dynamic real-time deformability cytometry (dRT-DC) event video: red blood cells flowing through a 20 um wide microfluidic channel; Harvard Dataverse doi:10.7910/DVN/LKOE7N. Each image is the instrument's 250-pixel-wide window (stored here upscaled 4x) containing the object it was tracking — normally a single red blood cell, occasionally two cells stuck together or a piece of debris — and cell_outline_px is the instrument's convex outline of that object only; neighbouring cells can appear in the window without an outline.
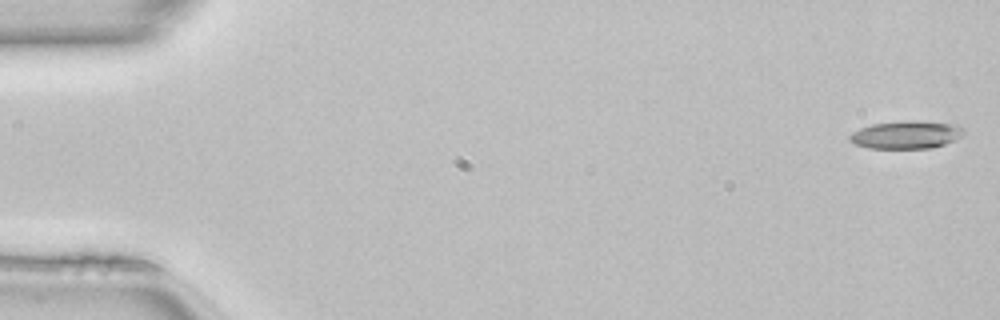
{"species": "common noctule bat (a hibernating species)", "species_latin": "Nyctalus noctula", "temperature_condition": "room temperature", "stored_images_in_passage": 49, "camera_frame_rate_fps": 3000, "um_per_image_px": 0.085, "animal": {"sex": "female", "body_mass_g": 22.7, "forearm_length_mm": 54.2}, "frame": {"image": 1, "passage_image": 1, "time_ms": 0.0, "image_size_px": [1000, 320], "cell_outline_px": [[964, 132], [952, 140], [944, 144], [932, 148], [868, 148], [852, 144], [848, 140], [848, 136], [852, 132], [860, 128], [872, 124], [908, 120], [912, 120], [960, 124], [964, 128]], "centroid_in_image_um": [76.98, 11.44], "position_along_channel_um": 8.0, "area_um2": 18.61}}
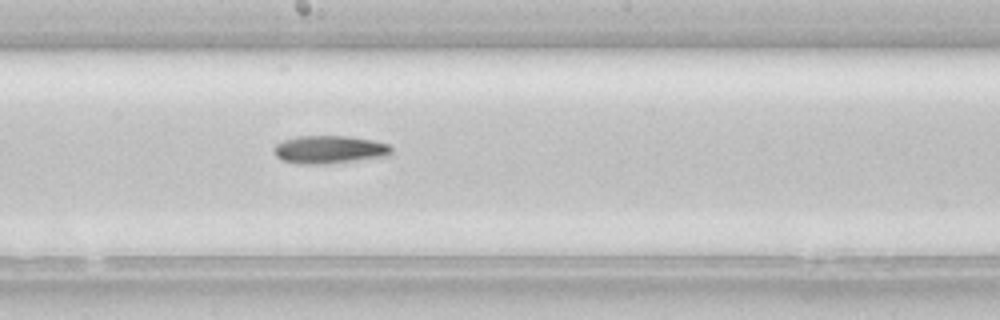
{"frame": {"image": 2, "passage_image": 27, "time_ms": 8.667, "image_size_px": [1000, 320], "cell_outline_px": [[392, 152], [388, 156], [324, 164], [300, 164], [280, 160], [276, 156], [272, 148], [276, 144], [284, 140], [296, 136], [348, 136], [372, 140], [388, 144], [392, 148]], "centroid_in_image_um": [27.97, 12.71], "position_along_channel_um": 220.2, "area_um2": 19.19}}
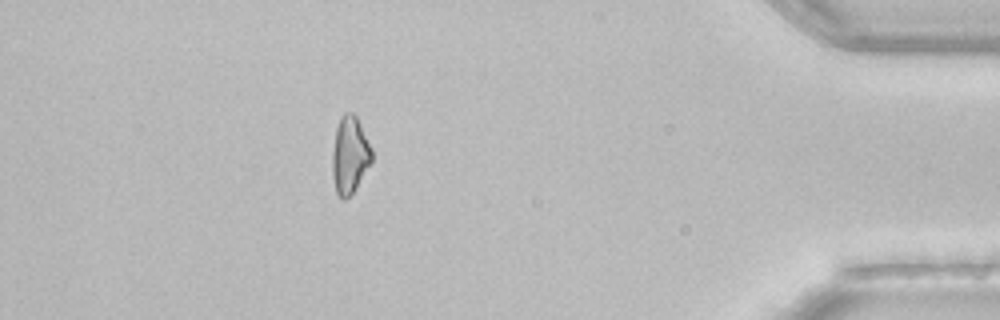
{"frame": {"image": 3, "passage_image": 44, "time_ms": 14.333, "image_size_px": [1000, 320], "cell_outline_px": [[372, 160], [356, 188], [344, 200], [340, 200], [336, 196], [332, 176], [332, 152], [336, 128], [340, 116], [344, 112], [352, 112], [356, 116], [372, 148]], "centroid_in_image_um": [29.71, 13.19], "position_along_channel_um": 405.5, "area_um2": 17.92}}